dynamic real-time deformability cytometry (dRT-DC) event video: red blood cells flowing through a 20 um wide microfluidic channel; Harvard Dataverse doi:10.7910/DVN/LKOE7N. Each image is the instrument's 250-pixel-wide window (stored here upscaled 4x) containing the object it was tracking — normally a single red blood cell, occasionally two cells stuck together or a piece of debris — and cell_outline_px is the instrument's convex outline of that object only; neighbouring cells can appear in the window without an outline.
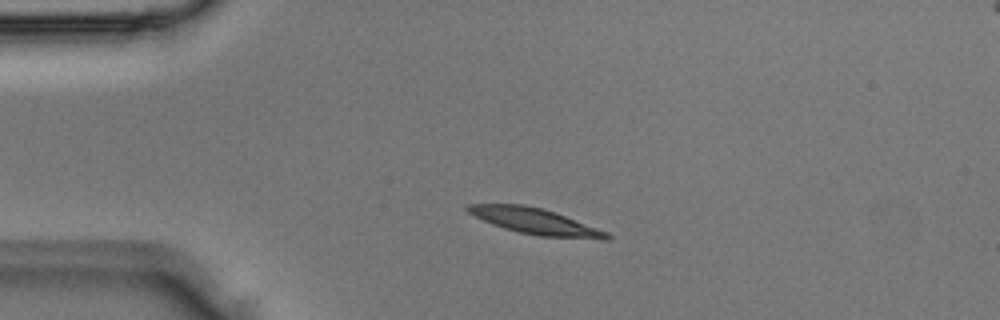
{"species": "Egyptian fruit bat (a non-hibernating species)", "species_latin": "Rousettus aegyptiacus", "temperature_condition": "room temperature", "stored_images_in_passage": 2, "camera_frame_rate_fps": 3000, "um_per_image_px": 0.085, "animal": {"sex": "male"}, "frame": {"image": 1, "passage_image": 1, "time_ms": 0.0, "image_size_px": [1000, 320], "cell_outline_px": [[612, 236], [608, 240], [604, 240], [540, 236], [520, 232], [504, 228], [492, 224], [468, 212], [464, 208], [464, 204], [524, 204], [540, 208], [564, 216], [608, 232]], "centroid_in_image_um": [45.49, 18.82], "position_along_channel_um": 39.5, "area_um2": 20.75}}
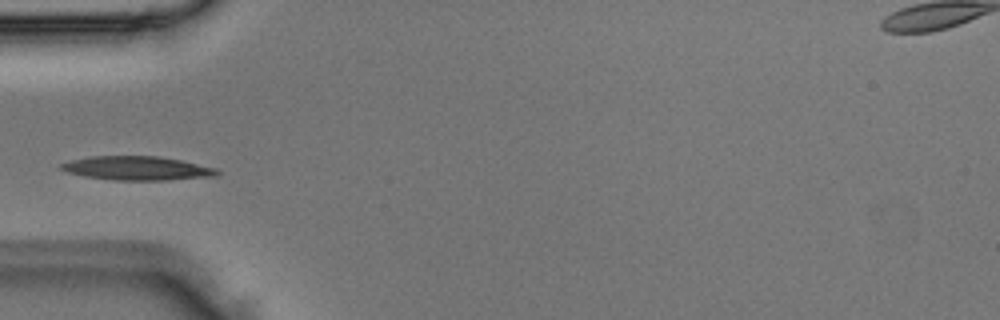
{"frame": {"image": 2, "passage_image": 2, "time_ms": 0.333, "image_size_px": [1000, 320], "cell_outline_px": [[220, 172], [216, 176], [168, 180], [116, 180], [84, 176], [68, 172], [60, 168], [60, 164], [72, 160], [92, 156], [160, 156], [180, 160], [216, 168]], "centroid_in_image_um": [11.68, 14.3], "position_along_channel_um": 73.3, "area_um2": 21.56}}